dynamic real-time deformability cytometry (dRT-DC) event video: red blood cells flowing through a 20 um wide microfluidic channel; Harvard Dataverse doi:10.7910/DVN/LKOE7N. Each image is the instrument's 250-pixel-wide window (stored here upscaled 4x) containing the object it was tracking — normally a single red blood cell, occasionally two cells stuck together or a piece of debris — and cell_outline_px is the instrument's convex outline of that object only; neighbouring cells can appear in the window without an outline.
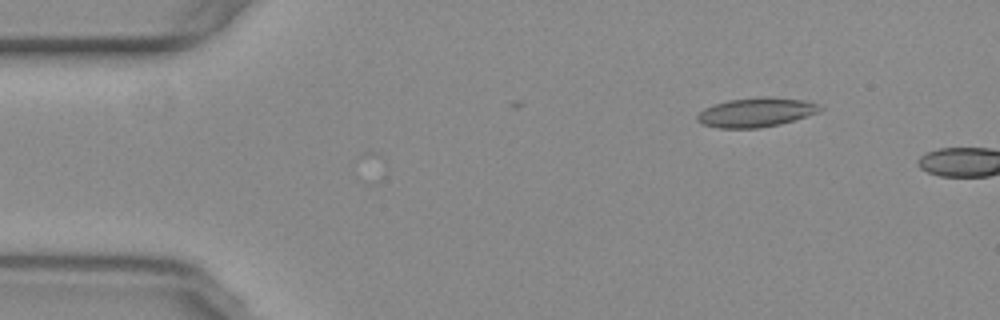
{"species": "common noctule bat (a hibernating species)", "species_latin": "Nyctalus noctula", "temperature_condition": "warm", "stored_images_in_passage": 3, "camera_frame_rate_fps": 3000, "um_per_image_px": 0.085, "animal": {"sex": "female", "body_mass_g": 29.2, "forearm_length_mm": 56.3}, "frame": {"image": 1, "passage_image": 1, "time_ms": 0.0, "image_size_px": [1000, 320], "cell_outline_px": [[824, 108], [820, 112], [780, 124], [760, 128], [716, 128], [704, 124], [696, 120], [696, 116], [704, 108], [728, 100], [804, 100], [820, 104]], "centroid_in_image_um": [64.25, 9.61], "position_along_channel_um": 20.7, "area_um2": 19.88}}